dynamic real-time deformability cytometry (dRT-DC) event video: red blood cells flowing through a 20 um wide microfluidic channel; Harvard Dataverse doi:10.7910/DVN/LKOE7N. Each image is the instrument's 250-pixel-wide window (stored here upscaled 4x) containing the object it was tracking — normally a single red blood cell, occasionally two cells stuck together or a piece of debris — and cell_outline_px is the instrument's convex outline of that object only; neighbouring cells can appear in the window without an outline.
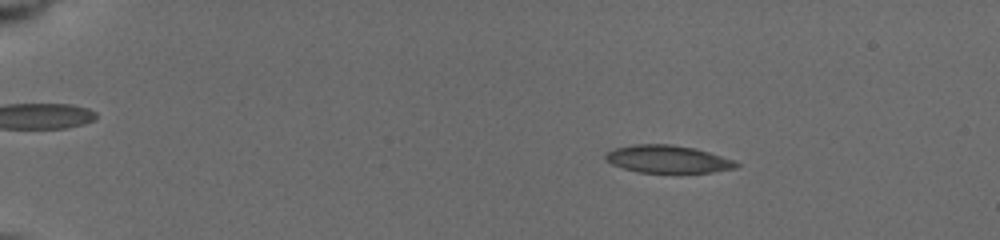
{"species": "common noctule bat (a hibernating species)", "species_latin": "Nyctalus noctula", "temperature_condition": "cold", "stored_images_in_passage": 10, "segment_of_instrument_passage": [1, 2], "camera_frame_rate_fps": 3000, "um_per_image_px": 0.085, "animal": {"sex": "female", "body_mass_g": 19.5, "forearm_length_mm": 54.1}, "frame": {"image": 1, "passage_image": 3, "time_ms": 2.0, "image_size_px": [1000, 240], "cell_outline_px": [[740, 164], [736, 168], [712, 172], [640, 172], [624, 168], [612, 164], [604, 160], [604, 152], [616, 148], [636, 144], [668, 144], [692, 148], [708, 152], [732, 160]], "centroid_in_image_um": [56.7, 13.52], "position_along_channel_um": 28.3, "area_um2": 20.69}}
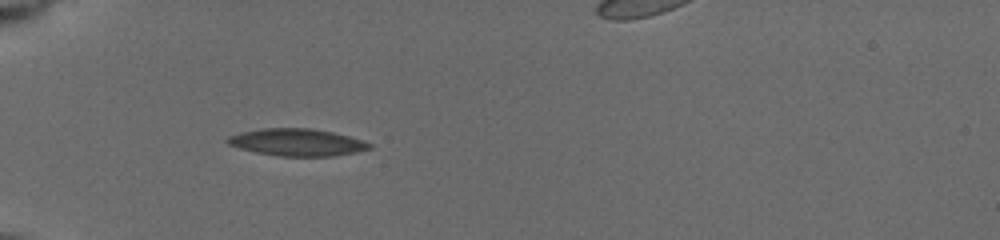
{"frame": {"image": 2, "passage_image": 7, "time_ms": 5.0, "image_size_px": [1000, 240], "cell_outline_px": [[372, 148], [356, 152], [332, 156], [280, 156], [256, 152], [240, 148], [228, 144], [224, 140], [228, 136], [240, 132], [264, 128], [312, 128], [332, 132], [348, 136], [372, 144]], "centroid_in_image_um": [25.22, 12.09], "position_along_channel_um": 59.8, "area_um2": 22.37}}
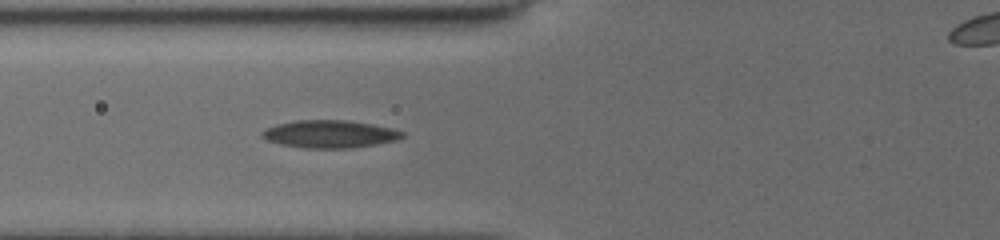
{"frame": {"image": 3, "passage_image": 9, "time_ms": 6.333, "image_size_px": [1000, 240], "cell_outline_px": [[404, 136], [396, 140], [376, 144], [352, 148], [304, 148], [280, 144], [268, 140], [260, 136], [260, 132], [276, 124], [296, 120], [348, 120], [372, 124], [392, 128], [404, 132]], "centroid_in_image_um": [28.02, 11.39], "position_along_channel_um": 97.8, "area_um2": 22.6}}